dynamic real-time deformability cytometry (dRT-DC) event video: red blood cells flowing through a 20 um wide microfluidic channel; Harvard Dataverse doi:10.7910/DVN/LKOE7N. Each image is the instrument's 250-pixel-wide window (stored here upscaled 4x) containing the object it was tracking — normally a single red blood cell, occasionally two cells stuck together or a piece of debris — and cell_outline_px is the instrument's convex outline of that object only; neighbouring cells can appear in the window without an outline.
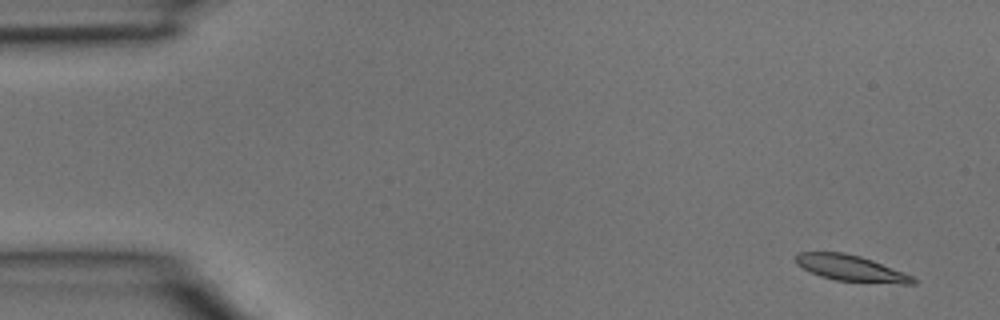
{"species": "common noctule bat (a hibernating species)", "species_latin": "Nyctalus noctula", "temperature_condition": "room temperature", "stored_images_in_passage": 3, "camera_frame_rate_fps": 3000, "um_per_image_px": 0.085, "animal": {"sex": "male", "body_mass_g": 15.6}, "frame": {"image": 1, "passage_image": 1, "time_ms": 0.0, "image_size_px": [1000, 320], "cell_outline_px": [[920, 280], [916, 284], [900, 284], [836, 280], [820, 276], [796, 264], [796, 256], [800, 252], [844, 252], [860, 256], [872, 260], [904, 272]], "centroid_in_image_um": [72.39, 22.81], "position_along_channel_um": 12.6, "area_um2": 17.74}}